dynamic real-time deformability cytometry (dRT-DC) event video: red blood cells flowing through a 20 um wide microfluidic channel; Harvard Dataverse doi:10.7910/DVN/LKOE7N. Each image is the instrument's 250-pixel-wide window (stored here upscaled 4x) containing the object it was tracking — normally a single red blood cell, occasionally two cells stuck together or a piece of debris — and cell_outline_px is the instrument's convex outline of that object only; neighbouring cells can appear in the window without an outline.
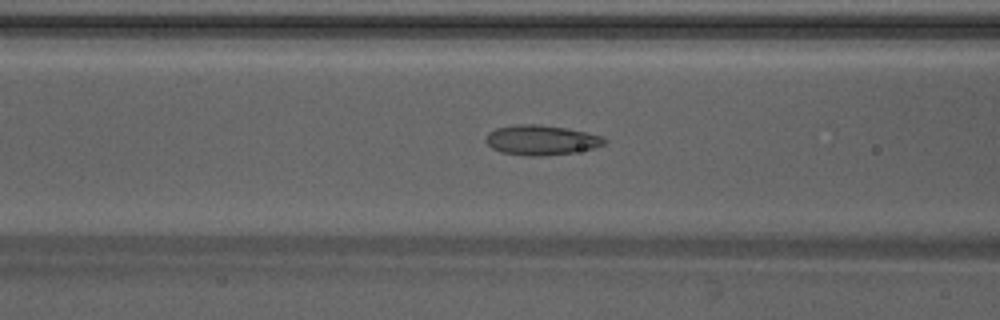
{"species": "Egyptian fruit bat (a non-hibernating species)", "species_latin": "Rousettus aegyptiacus", "temperature_condition": "warm", "stored_images_in_passage": 44, "camera_frame_rate_fps": 3000, "um_per_image_px": 0.085, "animal": {"sex": "male"}, "frame": {"image": 1, "passage_image": 15, "time_ms": 4.667, "image_size_px": [1000, 320], "cell_outline_px": [[608, 140], [604, 144], [592, 148], [572, 152], [544, 156], [524, 156], [500, 152], [492, 148], [484, 140], [488, 132], [496, 128], [520, 124], [536, 124], [568, 128], [600, 136]], "centroid_in_image_um": [45.95, 11.91], "position_along_channel_um": 120.6, "area_um2": 20.58}}
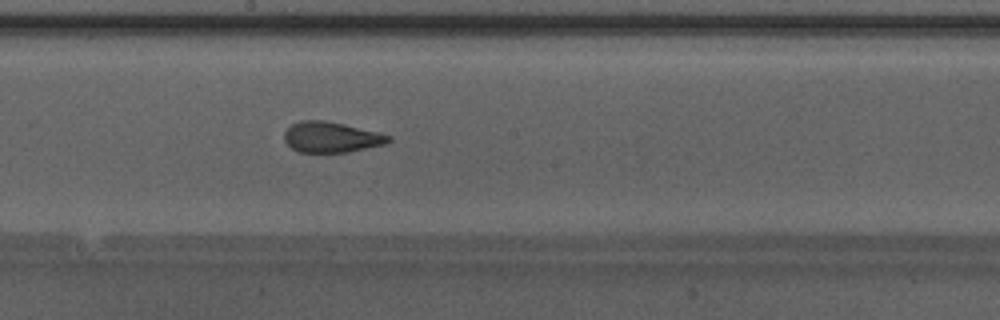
{"frame": {"image": 2, "passage_image": 22, "time_ms": 7.0, "image_size_px": [1000, 320], "cell_outline_px": [[392, 140], [384, 144], [348, 152], [300, 152], [292, 148], [284, 140], [284, 132], [292, 124], [300, 120], [324, 120], [344, 124], [380, 132], [392, 136]], "centroid_in_image_um": [28.17, 11.65], "position_along_channel_um": 220.0, "area_um2": 18.61}}
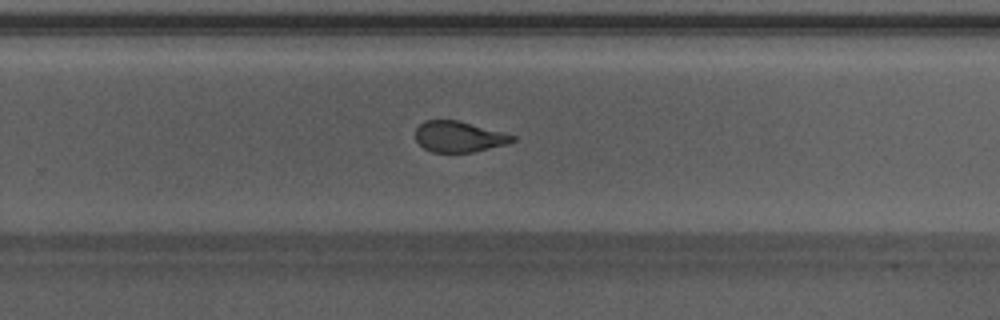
{"frame": {"image": 3, "passage_image": 27, "time_ms": 8.667, "image_size_px": [1000, 320], "cell_outline_px": [[516, 140], [508, 144], [472, 152], [432, 152], [424, 148], [416, 140], [416, 128], [424, 120], [456, 120], [516, 136]], "centroid_in_image_um": [38.99, 11.62], "position_along_channel_um": 290.8, "area_um2": 17.22}, "authors_computed_cell_mechanics": {"area_um2": 19.4786, "velocity_mm_per_s": 4.27, "shape_relaxation_time_tau1_ms": null, "shape_relaxation_time_tau2_ms": 1.2957, "deformation_change_tau1": null, "deformation_change_tau2": 0.0856}}